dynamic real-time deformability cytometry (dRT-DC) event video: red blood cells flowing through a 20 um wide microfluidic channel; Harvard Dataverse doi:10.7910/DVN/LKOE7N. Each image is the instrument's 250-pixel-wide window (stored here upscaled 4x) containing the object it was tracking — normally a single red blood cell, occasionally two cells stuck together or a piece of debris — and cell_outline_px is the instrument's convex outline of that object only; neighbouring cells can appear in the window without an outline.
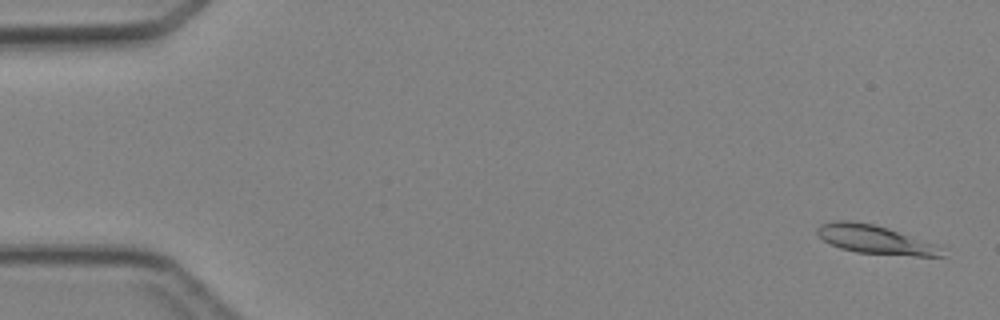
{"species": "Egyptian fruit bat (a non-hibernating species)", "species_latin": "Rousettus aegyptiacus", "temperature_condition": "cold", "stored_images_in_passage": 5, "camera_frame_rate_fps": 3000, "um_per_image_px": 0.085, "animal": {"sex": "female"}, "frame": {"image": 1, "passage_image": 1, "time_ms": 0.0, "image_size_px": [1000, 320], "cell_outline_px": [[948, 248], [944, 256], [916, 256], [856, 252], [840, 248], [824, 240], [816, 232], [816, 228], [820, 224], [836, 220], [852, 220], [872, 224]], "centroid_in_image_um": [74.41, 20.37], "position_along_channel_um": 10.6, "area_um2": 20.63}}